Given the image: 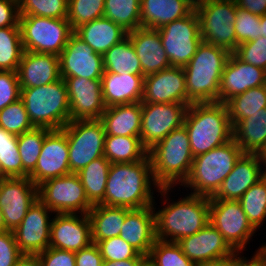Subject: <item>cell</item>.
<instances>
[{
  "instance_id": "22",
  "label": "cell",
  "mask_w": 266,
  "mask_h": 266,
  "mask_svg": "<svg viewBox=\"0 0 266 266\" xmlns=\"http://www.w3.org/2000/svg\"><path fill=\"white\" fill-rule=\"evenodd\" d=\"M92 243L88 214H55L50 224L49 247L76 253Z\"/></svg>"
},
{
  "instance_id": "34",
  "label": "cell",
  "mask_w": 266,
  "mask_h": 266,
  "mask_svg": "<svg viewBox=\"0 0 266 266\" xmlns=\"http://www.w3.org/2000/svg\"><path fill=\"white\" fill-rule=\"evenodd\" d=\"M104 72L143 75L140 60L127 36L103 54Z\"/></svg>"
},
{
  "instance_id": "33",
  "label": "cell",
  "mask_w": 266,
  "mask_h": 266,
  "mask_svg": "<svg viewBox=\"0 0 266 266\" xmlns=\"http://www.w3.org/2000/svg\"><path fill=\"white\" fill-rule=\"evenodd\" d=\"M130 210L125 207L93 205L88 212L92 243L96 244L98 241L119 236L126 214Z\"/></svg>"
},
{
  "instance_id": "37",
  "label": "cell",
  "mask_w": 266,
  "mask_h": 266,
  "mask_svg": "<svg viewBox=\"0 0 266 266\" xmlns=\"http://www.w3.org/2000/svg\"><path fill=\"white\" fill-rule=\"evenodd\" d=\"M232 127L240 120L266 107V85L250 88L226 103Z\"/></svg>"
},
{
  "instance_id": "64",
  "label": "cell",
  "mask_w": 266,
  "mask_h": 266,
  "mask_svg": "<svg viewBox=\"0 0 266 266\" xmlns=\"http://www.w3.org/2000/svg\"><path fill=\"white\" fill-rule=\"evenodd\" d=\"M258 251L266 258V243L258 248Z\"/></svg>"
},
{
  "instance_id": "16",
  "label": "cell",
  "mask_w": 266,
  "mask_h": 266,
  "mask_svg": "<svg viewBox=\"0 0 266 266\" xmlns=\"http://www.w3.org/2000/svg\"><path fill=\"white\" fill-rule=\"evenodd\" d=\"M50 212L52 215L53 211L37 199L20 225L13 230L22 254L38 255L49 247L52 220Z\"/></svg>"
},
{
  "instance_id": "26",
  "label": "cell",
  "mask_w": 266,
  "mask_h": 266,
  "mask_svg": "<svg viewBox=\"0 0 266 266\" xmlns=\"http://www.w3.org/2000/svg\"><path fill=\"white\" fill-rule=\"evenodd\" d=\"M21 88L39 87L61 79L59 56L24 50L17 69Z\"/></svg>"
},
{
  "instance_id": "49",
  "label": "cell",
  "mask_w": 266,
  "mask_h": 266,
  "mask_svg": "<svg viewBox=\"0 0 266 266\" xmlns=\"http://www.w3.org/2000/svg\"><path fill=\"white\" fill-rule=\"evenodd\" d=\"M241 61L266 71V38L240 43L233 52Z\"/></svg>"
},
{
  "instance_id": "23",
  "label": "cell",
  "mask_w": 266,
  "mask_h": 266,
  "mask_svg": "<svg viewBox=\"0 0 266 266\" xmlns=\"http://www.w3.org/2000/svg\"><path fill=\"white\" fill-rule=\"evenodd\" d=\"M266 85V71L241 61L234 53L229 58L222 72L219 103H226L236 95L250 88Z\"/></svg>"
},
{
  "instance_id": "6",
  "label": "cell",
  "mask_w": 266,
  "mask_h": 266,
  "mask_svg": "<svg viewBox=\"0 0 266 266\" xmlns=\"http://www.w3.org/2000/svg\"><path fill=\"white\" fill-rule=\"evenodd\" d=\"M20 99L34 127L58 130L70 122L68 93L63 78L39 87L21 88Z\"/></svg>"
},
{
  "instance_id": "46",
  "label": "cell",
  "mask_w": 266,
  "mask_h": 266,
  "mask_svg": "<svg viewBox=\"0 0 266 266\" xmlns=\"http://www.w3.org/2000/svg\"><path fill=\"white\" fill-rule=\"evenodd\" d=\"M19 14L67 18L69 0H18Z\"/></svg>"
},
{
  "instance_id": "7",
  "label": "cell",
  "mask_w": 266,
  "mask_h": 266,
  "mask_svg": "<svg viewBox=\"0 0 266 266\" xmlns=\"http://www.w3.org/2000/svg\"><path fill=\"white\" fill-rule=\"evenodd\" d=\"M242 154L241 148L232 139L194 157L188 178L181 186L191 188V194L212 197Z\"/></svg>"
},
{
  "instance_id": "60",
  "label": "cell",
  "mask_w": 266,
  "mask_h": 266,
  "mask_svg": "<svg viewBox=\"0 0 266 266\" xmlns=\"http://www.w3.org/2000/svg\"><path fill=\"white\" fill-rule=\"evenodd\" d=\"M257 154L259 156L262 169L265 167V169H263L262 172L263 175L266 176V145Z\"/></svg>"
},
{
  "instance_id": "18",
  "label": "cell",
  "mask_w": 266,
  "mask_h": 266,
  "mask_svg": "<svg viewBox=\"0 0 266 266\" xmlns=\"http://www.w3.org/2000/svg\"><path fill=\"white\" fill-rule=\"evenodd\" d=\"M66 84L70 106V121L100 119L106 106L101 80L82 77H61Z\"/></svg>"
},
{
  "instance_id": "36",
  "label": "cell",
  "mask_w": 266,
  "mask_h": 266,
  "mask_svg": "<svg viewBox=\"0 0 266 266\" xmlns=\"http://www.w3.org/2000/svg\"><path fill=\"white\" fill-rule=\"evenodd\" d=\"M148 150L136 136H105L104 156L112 163H133L143 160Z\"/></svg>"
},
{
  "instance_id": "3",
  "label": "cell",
  "mask_w": 266,
  "mask_h": 266,
  "mask_svg": "<svg viewBox=\"0 0 266 266\" xmlns=\"http://www.w3.org/2000/svg\"><path fill=\"white\" fill-rule=\"evenodd\" d=\"M183 125L193 157L233 139V127L224 103H192L187 108Z\"/></svg>"
},
{
  "instance_id": "15",
  "label": "cell",
  "mask_w": 266,
  "mask_h": 266,
  "mask_svg": "<svg viewBox=\"0 0 266 266\" xmlns=\"http://www.w3.org/2000/svg\"><path fill=\"white\" fill-rule=\"evenodd\" d=\"M38 199V186L29 177H5L0 181V207L9 231L15 230Z\"/></svg>"
},
{
  "instance_id": "1",
  "label": "cell",
  "mask_w": 266,
  "mask_h": 266,
  "mask_svg": "<svg viewBox=\"0 0 266 266\" xmlns=\"http://www.w3.org/2000/svg\"><path fill=\"white\" fill-rule=\"evenodd\" d=\"M153 186L157 191L160 189L153 177L149 155L138 162L112 163L105 196L99 204L129 209L154 206Z\"/></svg>"
},
{
  "instance_id": "57",
  "label": "cell",
  "mask_w": 266,
  "mask_h": 266,
  "mask_svg": "<svg viewBox=\"0 0 266 266\" xmlns=\"http://www.w3.org/2000/svg\"><path fill=\"white\" fill-rule=\"evenodd\" d=\"M14 266H42L39 255L23 254Z\"/></svg>"
},
{
  "instance_id": "14",
  "label": "cell",
  "mask_w": 266,
  "mask_h": 266,
  "mask_svg": "<svg viewBox=\"0 0 266 266\" xmlns=\"http://www.w3.org/2000/svg\"><path fill=\"white\" fill-rule=\"evenodd\" d=\"M142 123L140 140L151 149L174 129L184 124L188 106L179 103H141Z\"/></svg>"
},
{
  "instance_id": "44",
  "label": "cell",
  "mask_w": 266,
  "mask_h": 266,
  "mask_svg": "<svg viewBox=\"0 0 266 266\" xmlns=\"http://www.w3.org/2000/svg\"><path fill=\"white\" fill-rule=\"evenodd\" d=\"M105 0H69L68 21L72 30L104 16Z\"/></svg>"
},
{
  "instance_id": "43",
  "label": "cell",
  "mask_w": 266,
  "mask_h": 266,
  "mask_svg": "<svg viewBox=\"0 0 266 266\" xmlns=\"http://www.w3.org/2000/svg\"><path fill=\"white\" fill-rule=\"evenodd\" d=\"M148 258L155 266H197L182 252L177 242L156 239Z\"/></svg>"
},
{
  "instance_id": "29",
  "label": "cell",
  "mask_w": 266,
  "mask_h": 266,
  "mask_svg": "<svg viewBox=\"0 0 266 266\" xmlns=\"http://www.w3.org/2000/svg\"><path fill=\"white\" fill-rule=\"evenodd\" d=\"M194 8L185 0H141L140 27L159 29L189 15Z\"/></svg>"
},
{
  "instance_id": "59",
  "label": "cell",
  "mask_w": 266,
  "mask_h": 266,
  "mask_svg": "<svg viewBox=\"0 0 266 266\" xmlns=\"http://www.w3.org/2000/svg\"><path fill=\"white\" fill-rule=\"evenodd\" d=\"M143 259H126L122 261H103V266H139Z\"/></svg>"
},
{
  "instance_id": "61",
  "label": "cell",
  "mask_w": 266,
  "mask_h": 266,
  "mask_svg": "<svg viewBox=\"0 0 266 266\" xmlns=\"http://www.w3.org/2000/svg\"><path fill=\"white\" fill-rule=\"evenodd\" d=\"M5 231H8V229L5 225L2 209L0 207V233Z\"/></svg>"
},
{
  "instance_id": "21",
  "label": "cell",
  "mask_w": 266,
  "mask_h": 266,
  "mask_svg": "<svg viewBox=\"0 0 266 266\" xmlns=\"http://www.w3.org/2000/svg\"><path fill=\"white\" fill-rule=\"evenodd\" d=\"M141 103H179L189 106L183 67L171 66L146 75Z\"/></svg>"
},
{
  "instance_id": "35",
  "label": "cell",
  "mask_w": 266,
  "mask_h": 266,
  "mask_svg": "<svg viewBox=\"0 0 266 266\" xmlns=\"http://www.w3.org/2000/svg\"><path fill=\"white\" fill-rule=\"evenodd\" d=\"M110 166L109 160L102 156L94 159L77 173L86 197L92 205L99 204L104 199Z\"/></svg>"
},
{
  "instance_id": "27",
  "label": "cell",
  "mask_w": 266,
  "mask_h": 266,
  "mask_svg": "<svg viewBox=\"0 0 266 266\" xmlns=\"http://www.w3.org/2000/svg\"><path fill=\"white\" fill-rule=\"evenodd\" d=\"M127 36L140 60L144 76L171 67L157 29L139 27Z\"/></svg>"
},
{
  "instance_id": "39",
  "label": "cell",
  "mask_w": 266,
  "mask_h": 266,
  "mask_svg": "<svg viewBox=\"0 0 266 266\" xmlns=\"http://www.w3.org/2000/svg\"><path fill=\"white\" fill-rule=\"evenodd\" d=\"M23 52L20 27L0 28V71L17 72Z\"/></svg>"
},
{
  "instance_id": "58",
  "label": "cell",
  "mask_w": 266,
  "mask_h": 266,
  "mask_svg": "<svg viewBox=\"0 0 266 266\" xmlns=\"http://www.w3.org/2000/svg\"><path fill=\"white\" fill-rule=\"evenodd\" d=\"M239 252H236L233 256L223 259V260H219V261H215V262H211V263H207L201 266H240V256H239Z\"/></svg>"
},
{
  "instance_id": "32",
  "label": "cell",
  "mask_w": 266,
  "mask_h": 266,
  "mask_svg": "<svg viewBox=\"0 0 266 266\" xmlns=\"http://www.w3.org/2000/svg\"><path fill=\"white\" fill-rule=\"evenodd\" d=\"M233 140L243 153L257 154L266 145V107L237 122Z\"/></svg>"
},
{
  "instance_id": "51",
  "label": "cell",
  "mask_w": 266,
  "mask_h": 266,
  "mask_svg": "<svg viewBox=\"0 0 266 266\" xmlns=\"http://www.w3.org/2000/svg\"><path fill=\"white\" fill-rule=\"evenodd\" d=\"M23 254L17 246L13 231L0 233V266H14Z\"/></svg>"
},
{
  "instance_id": "52",
  "label": "cell",
  "mask_w": 266,
  "mask_h": 266,
  "mask_svg": "<svg viewBox=\"0 0 266 266\" xmlns=\"http://www.w3.org/2000/svg\"><path fill=\"white\" fill-rule=\"evenodd\" d=\"M38 255L42 266H76L75 253L71 251L48 247Z\"/></svg>"
},
{
  "instance_id": "25",
  "label": "cell",
  "mask_w": 266,
  "mask_h": 266,
  "mask_svg": "<svg viewBox=\"0 0 266 266\" xmlns=\"http://www.w3.org/2000/svg\"><path fill=\"white\" fill-rule=\"evenodd\" d=\"M148 206L131 209L121 226L120 237L135 248L141 255L148 257L156 241L155 209Z\"/></svg>"
},
{
  "instance_id": "40",
  "label": "cell",
  "mask_w": 266,
  "mask_h": 266,
  "mask_svg": "<svg viewBox=\"0 0 266 266\" xmlns=\"http://www.w3.org/2000/svg\"><path fill=\"white\" fill-rule=\"evenodd\" d=\"M249 222L257 230L266 219V176L252 185L239 199Z\"/></svg>"
},
{
  "instance_id": "41",
  "label": "cell",
  "mask_w": 266,
  "mask_h": 266,
  "mask_svg": "<svg viewBox=\"0 0 266 266\" xmlns=\"http://www.w3.org/2000/svg\"><path fill=\"white\" fill-rule=\"evenodd\" d=\"M50 131L48 128L34 127L17 137L22 167L28 174L35 169L45 136Z\"/></svg>"
},
{
  "instance_id": "11",
  "label": "cell",
  "mask_w": 266,
  "mask_h": 266,
  "mask_svg": "<svg viewBox=\"0 0 266 266\" xmlns=\"http://www.w3.org/2000/svg\"><path fill=\"white\" fill-rule=\"evenodd\" d=\"M38 199L56 214H88L93 207L77 173L42 182L38 185Z\"/></svg>"
},
{
  "instance_id": "48",
  "label": "cell",
  "mask_w": 266,
  "mask_h": 266,
  "mask_svg": "<svg viewBox=\"0 0 266 266\" xmlns=\"http://www.w3.org/2000/svg\"><path fill=\"white\" fill-rule=\"evenodd\" d=\"M234 27L237 48L240 43L260 37V16L237 7Z\"/></svg>"
},
{
  "instance_id": "9",
  "label": "cell",
  "mask_w": 266,
  "mask_h": 266,
  "mask_svg": "<svg viewBox=\"0 0 266 266\" xmlns=\"http://www.w3.org/2000/svg\"><path fill=\"white\" fill-rule=\"evenodd\" d=\"M194 10L198 15L202 41L233 53L236 50L235 0H206Z\"/></svg>"
},
{
  "instance_id": "17",
  "label": "cell",
  "mask_w": 266,
  "mask_h": 266,
  "mask_svg": "<svg viewBox=\"0 0 266 266\" xmlns=\"http://www.w3.org/2000/svg\"><path fill=\"white\" fill-rule=\"evenodd\" d=\"M61 77H82L101 80L104 73L103 55L96 53L74 32L59 55Z\"/></svg>"
},
{
  "instance_id": "54",
  "label": "cell",
  "mask_w": 266,
  "mask_h": 266,
  "mask_svg": "<svg viewBox=\"0 0 266 266\" xmlns=\"http://www.w3.org/2000/svg\"><path fill=\"white\" fill-rule=\"evenodd\" d=\"M76 266H103V258L98 246L91 243L75 253Z\"/></svg>"
},
{
  "instance_id": "62",
  "label": "cell",
  "mask_w": 266,
  "mask_h": 266,
  "mask_svg": "<svg viewBox=\"0 0 266 266\" xmlns=\"http://www.w3.org/2000/svg\"><path fill=\"white\" fill-rule=\"evenodd\" d=\"M194 9L203 4L206 0H185Z\"/></svg>"
},
{
  "instance_id": "47",
  "label": "cell",
  "mask_w": 266,
  "mask_h": 266,
  "mask_svg": "<svg viewBox=\"0 0 266 266\" xmlns=\"http://www.w3.org/2000/svg\"><path fill=\"white\" fill-rule=\"evenodd\" d=\"M104 261H122L126 259H144L135 248L120 236L108 238L96 243Z\"/></svg>"
},
{
  "instance_id": "8",
  "label": "cell",
  "mask_w": 266,
  "mask_h": 266,
  "mask_svg": "<svg viewBox=\"0 0 266 266\" xmlns=\"http://www.w3.org/2000/svg\"><path fill=\"white\" fill-rule=\"evenodd\" d=\"M19 26L24 50L57 56L74 32L67 18L20 15Z\"/></svg>"
},
{
  "instance_id": "13",
  "label": "cell",
  "mask_w": 266,
  "mask_h": 266,
  "mask_svg": "<svg viewBox=\"0 0 266 266\" xmlns=\"http://www.w3.org/2000/svg\"><path fill=\"white\" fill-rule=\"evenodd\" d=\"M209 222L228 244L240 253L250 244V239L256 232L239 200L210 198Z\"/></svg>"
},
{
  "instance_id": "2",
  "label": "cell",
  "mask_w": 266,
  "mask_h": 266,
  "mask_svg": "<svg viewBox=\"0 0 266 266\" xmlns=\"http://www.w3.org/2000/svg\"><path fill=\"white\" fill-rule=\"evenodd\" d=\"M171 189L173 187H161L156 191L160 192L165 200L163 202L167 203L165 208L154 212L156 239L177 242L197 233L209 222L210 198L187 194L177 202L170 203L172 200L167 195L169 196Z\"/></svg>"
},
{
  "instance_id": "31",
  "label": "cell",
  "mask_w": 266,
  "mask_h": 266,
  "mask_svg": "<svg viewBox=\"0 0 266 266\" xmlns=\"http://www.w3.org/2000/svg\"><path fill=\"white\" fill-rule=\"evenodd\" d=\"M100 120L106 136L140 137L142 104L138 102L107 107Z\"/></svg>"
},
{
  "instance_id": "63",
  "label": "cell",
  "mask_w": 266,
  "mask_h": 266,
  "mask_svg": "<svg viewBox=\"0 0 266 266\" xmlns=\"http://www.w3.org/2000/svg\"><path fill=\"white\" fill-rule=\"evenodd\" d=\"M139 266H155V264L148 258L145 257L139 264Z\"/></svg>"
},
{
  "instance_id": "28",
  "label": "cell",
  "mask_w": 266,
  "mask_h": 266,
  "mask_svg": "<svg viewBox=\"0 0 266 266\" xmlns=\"http://www.w3.org/2000/svg\"><path fill=\"white\" fill-rule=\"evenodd\" d=\"M144 77V75H133L127 72L124 75L104 72L101 78V87L106 108L141 102Z\"/></svg>"
},
{
  "instance_id": "55",
  "label": "cell",
  "mask_w": 266,
  "mask_h": 266,
  "mask_svg": "<svg viewBox=\"0 0 266 266\" xmlns=\"http://www.w3.org/2000/svg\"><path fill=\"white\" fill-rule=\"evenodd\" d=\"M237 7L252 14L263 16L266 14V0H235Z\"/></svg>"
},
{
  "instance_id": "4",
  "label": "cell",
  "mask_w": 266,
  "mask_h": 266,
  "mask_svg": "<svg viewBox=\"0 0 266 266\" xmlns=\"http://www.w3.org/2000/svg\"><path fill=\"white\" fill-rule=\"evenodd\" d=\"M231 53L202 41L189 63L183 67L188 104L218 102L224 66Z\"/></svg>"
},
{
  "instance_id": "20",
  "label": "cell",
  "mask_w": 266,
  "mask_h": 266,
  "mask_svg": "<svg viewBox=\"0 0 266 266\" xmlns=\"http://www.w3.org/2000/svg\"><path fill=\"white\" fill-rule=\"evenodd\" d=\"M70 173L66 133L62 129L51 130L45 136L37 165L28 177L38 186L48 179Z\"/></svg>"
},
{
  "instance_id": "42",
  "label": "cell",
  "mask_w": 266,
  "mask_h": 266,
  "mask_svg": "<svg viewBox=\"0 0 266 266\" xmlns=\"http://www.w3.org/2000/svg\"><path fill=\"white\" fill-rule=\"evenodd\" d=\"M16 135L0 127V169L5 177H28L23 169Z\"/></svg>"
},
{
  "instance_id": "5",
  "label": "cell",
  "mask_w": 266,
  "mask_h": 266,
  "mask_svg": "<svg viewBox=\"0 0 266 266\" xmlns=\"http://www.w3.org/2000/svg\"><path fill=\"white\" fill-rule=\"evenodd\" d=\"M153 177L159 187L182 185L190 173L193 155L184 125L174 129L148 150Z\"/></svg>"
},
{
  "instance_id": "24",
  "label": "cell",
  "mask_w": 266,
  "mask_h": 266,
  "mask_svg": "<svg viewBox=\"0 0 266 266\" xmlns=\"http://www.w3.org/2000/svg\"><path fill=\"white\" fill-rule=\"evenodd\" d=\"M263 176L258 154L243 153L235 162L233 170L224 179L218 191L209 198L239 200Z\"/></svg>"
},
{
  "instance_id": "19",
  "label": "cell",
  "mask_w": 266,
  "mask_h": 266,
  "mask_svg": "<svg viewBox=\"0 0 266 266\" xmlns=\"http://www.w3.org/2000/svg\"><path fill=\"white\" fill-rule=\"evenodd\" d=\"M177 243L186 257L197 266L229 258L236 253L210 222L197 233L183 237Z\"/></svg>"
},
{
  "instance_id": "65",
  "label": "cell",
  "mask_w": 266,
  "mask_h": 266,
  "mask_svg": "<svg viewBox=\"0 0 266 266\" xmlns=\"http://www.w3.org/2000/svg\"><path fill=\"white\" fill-rule=\"evenodd\" d=\"M5 178V176L3 175V173L1 172V169H0V181L3 180Z\"/></svg>"
},
{
  "instance_id": "56",
  "label": "cell",
  "mask_w": 266,
  "mask_h": 266,
  "mask_svg": "<svg viewBox=\"0 0 266 266\" xmlns=\"http://www.w3.org/2000/svg\"><path fill=\"white\" fill-rule=\"evenodd\" d=\"M250 259H246V257L241 255L240 266H266V258L258 250Z\"/></svg>"
},
{
  "instance_id": "50",
  "label": "cell",
  "mask_w": 266,
  "mask_h": 266,
  "mask_svg": "<svg viewBox=\"0 0 266 266\" xmlns=\"http://www.w3.org/2000/svg\"><path fill=\"white\" fill-rule=\"evenodd\" d=\"M21 87L15 71L0 72V111L9 104L19 100Z\"/></svg>"
},
{
  "instance_id": "30",
  "label": "cell",
  "mask_w": 266,
  "mask_h": 266,
  "mask_svg": "<svg viewBox=\"0 0 266 266\" xmlns=\"http://www.w3.org/2000/svg\"><path fill=\"white\" fill-rule=\"evenodd\" d=\"M74 33L101 55L128 35L122 27L104 16L77 27Z\"/></svg>"
},
{
  "instance_id": "45",
  "label": "cell",
  "mask_w": 266,
  "mask_h": 266,
  "mask_svg": "<svg viewBox=\"0 0 266 266\" xmlns=\"http://www.w3.org/2000/svg\"><path fill=\"white\" fill-rule=\"evenodd\" d=\"M0 127L16 136L34 128L21 99L0 111Z\"/></svg>"
},
{
  "instance_id": "12",
  "label": "cell",
  "mask_w": 266,
  "mask_h": 266,
  "mask_svg": "<svg viewBox=\"0 0 266 266\" xmlns=\"http://www.w3.org/2000/svg\"><path fill=\"white\" fill-rule=\"evenodd\" d=\"M158 32L171 66H186L202 42L195 10L186 17L159 28Z\"/></svg>"
},
{
  "instance_id": "10",
  "label": "cell",
  "mask_w": 266,
  "mask_h": 266,
  "mask_svg": "<svg viewBox=\"0 0 266 266\" xmlns=\"http://www.w3.org/2000/svg\"><path fill=\"white\" fill-rule=\"evenodd\" d=\"M62 130L67 136L71 173H78L94 159L104 156L106 133L100 119L70 121Z\"/></svg>"
},
{
  "instance_id": "38",
  "label": "cell",
  "mask_w": 266,
  "mask_h": 266,
  "mask_svg": "<svg viewBox=\"0 0 266 266\" xmlns=\"http://www.w3.org/2000/svg\"><path fill=\"white\" fill-rule=\"evenodd\" d=\"M141 0H105L104 17L128 33L140 27Z\"/></svg>"
},
{
  "instance_id": "53",
  "label": "cell",
  "mask_w": 266,
  "mask_h": 266,
  "mask_svg": "<svg viewBox=\"0 0 266 266\" xmlns=\"http://www.w3.org/2000/svg\"><path fill=\"white\" fill-rule=\"evenodd\" d=\"M18 0H0V28L19 26Z\"/></svg>"
}]
</instances>
